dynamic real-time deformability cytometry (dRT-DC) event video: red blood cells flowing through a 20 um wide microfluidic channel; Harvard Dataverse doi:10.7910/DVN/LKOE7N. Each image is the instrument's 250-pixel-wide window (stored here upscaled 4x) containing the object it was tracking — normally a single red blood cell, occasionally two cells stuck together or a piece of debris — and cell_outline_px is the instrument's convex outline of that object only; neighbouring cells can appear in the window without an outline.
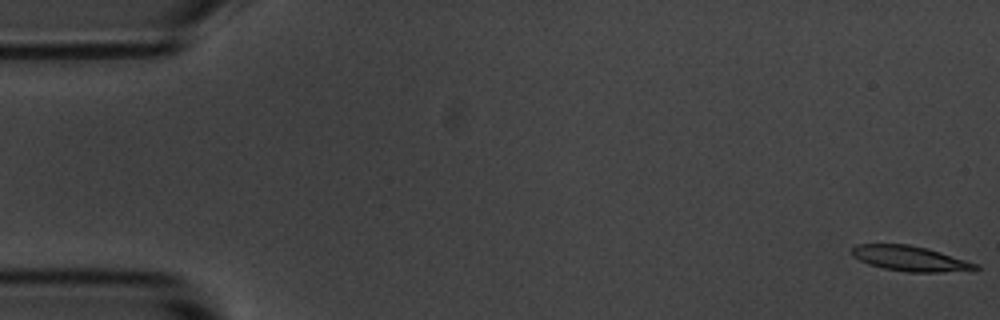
{"species": "common noctule bat (a hibernating species)", "species_latin": "Nyctalus noctula", "temperature_condition": "room temperature", "stored_images_in_passage": 10, "camera_frame_rate_fps": 3000, "um_per_image_px": 0.085, "animal": {"sex": "male", "body_mass_g": 20.1, "forearm_length_mm": 53.5}, "frame": {"image": 1, "passage_image": 1, "time_ms": 0.0, "image_size_px": [1000, 320], "cell_outline_px": [[980, 268], [940, 272], [908, 272], [884, 268], [868, 264], [852, 256], [852, 248], [856, 244], [908, 244], [928, 248], [980, 264]], "centroid_in_image_um": [77.35, 21.96], "position_along_channel_um": 7.7, "area_um2": 18.03}}
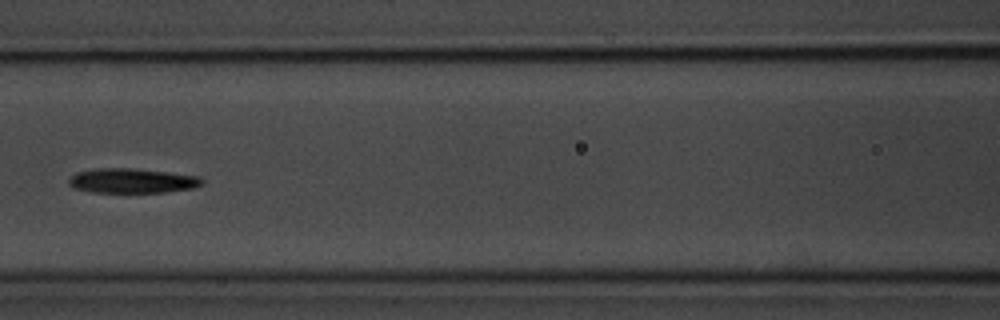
{"frame": {"image": 2, "passage_image": 7, "time_ms": 7.667, "image_size_px": [1000, 320], "cell_outline_px": [[204, 184], [192, 188], [164, 192], [92, 192], [72, 188], [68, 184], [68, 180], [76, 172], [96, 168], [132, 168], [168, 172], [200, 176], [204, 180]], "centroid_in_image_um": [11.22, 15.36], "position_along_channel_um": 155.4, "area_um2": 19.25}}